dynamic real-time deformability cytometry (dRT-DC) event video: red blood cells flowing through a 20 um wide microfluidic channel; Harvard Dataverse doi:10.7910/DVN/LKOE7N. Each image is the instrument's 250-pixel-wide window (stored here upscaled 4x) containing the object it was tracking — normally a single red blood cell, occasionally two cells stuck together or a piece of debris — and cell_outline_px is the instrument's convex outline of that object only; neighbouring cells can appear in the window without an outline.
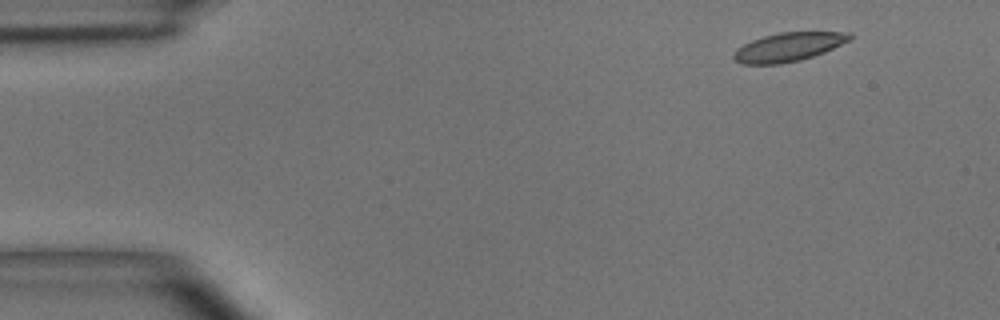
{"species": "common noctule bat (a hibernating species)", "species_latin": "Nyctalus noctula", "temperature_condition": "room temperature", "stored_images_in_passage": 3, "camera_frame_rate_fps": 3000, "um_per_image_px": 0.085, "animal": {"sex": "male", "body_mass_g": 15.6}, "frame": {"image": 1, "passage_image": 1, "time_ms": 0.0, "image_size_px": [1000, 320], "cell_outline_px": [[852, 40], [824, 52], [800, 60], [780, 64], [740, 64], [732, 56], [736, 48], [752, 40], [764, 36], [780, 32], [852, 32]], "centroid_in_image_um": [67.03, 3.99], "position_along_channel_um": 18.0, "area_um2": 19.48}}
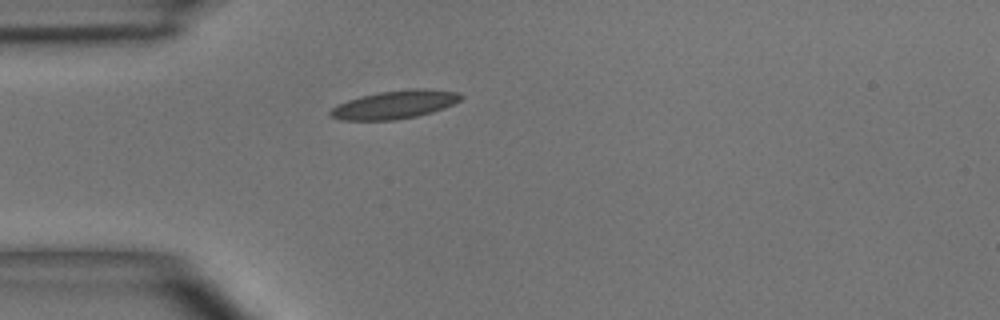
{"frame": {"image": 2, "passage_image": 3, "time_ms": 3.0, "image_size_px": [1000, 320], "cell_outline_px": [[464, 96], [460, 100], [444, 108], [432, 112], [416, 116], [396, 120], [340, 120], [328, 116], [328, 112], [336, 104], [360, 96], [380, 92], [408, 88], [424, 88], [460, 92]], "centroid_in_image_um": [33.54, 8.88], "position_along_channel_um": 51.5, "area_um2": 21.73}}